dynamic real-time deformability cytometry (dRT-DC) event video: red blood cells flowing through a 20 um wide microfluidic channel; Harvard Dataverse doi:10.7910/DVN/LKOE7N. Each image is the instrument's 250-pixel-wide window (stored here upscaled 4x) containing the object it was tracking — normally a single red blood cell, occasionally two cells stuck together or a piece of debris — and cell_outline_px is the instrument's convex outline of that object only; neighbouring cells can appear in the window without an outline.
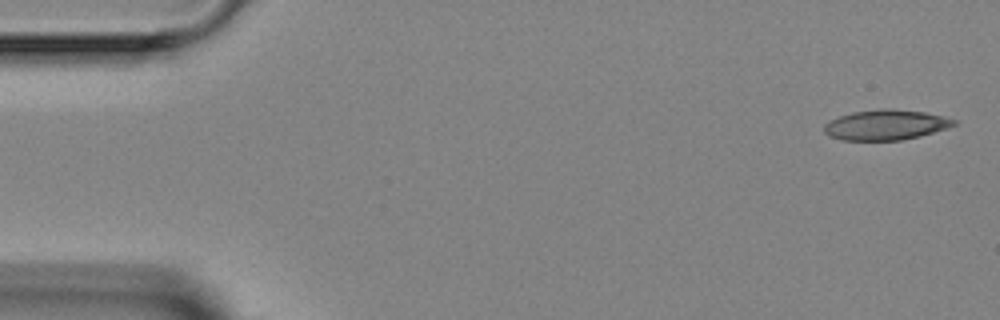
{"species": "Egyptian fruit bat (a non-hibernating species)", "species_latin": "Rousettus aegyptiacus", "temperature_condition": "room temperature", "stored_images_in_passage": 4, "segment_of_instrument_passage": [2, 2], "camera_frame_rate_fps": 3000, "um_per_image_px": 0.085, "animal": {"sex": "female"}, "frame": {"image": 1, "passage_image": 4, "time_ms": 6.0, "image_size_px": [1000, 320], "cell_outline_px": [[956, 124], [948, 128], [920, 136], [900, 140], [840, 140], [828, 136], [824, 132], [824, 124], [828, 120], [852, 112], [880, 108], [892, 108], [924, 112], [944, 116], [956, 120]], "centroid_in_image_um": [75.27, 10.61], "position_along_channel_um": 9.7, "area_um2": 23.06}}